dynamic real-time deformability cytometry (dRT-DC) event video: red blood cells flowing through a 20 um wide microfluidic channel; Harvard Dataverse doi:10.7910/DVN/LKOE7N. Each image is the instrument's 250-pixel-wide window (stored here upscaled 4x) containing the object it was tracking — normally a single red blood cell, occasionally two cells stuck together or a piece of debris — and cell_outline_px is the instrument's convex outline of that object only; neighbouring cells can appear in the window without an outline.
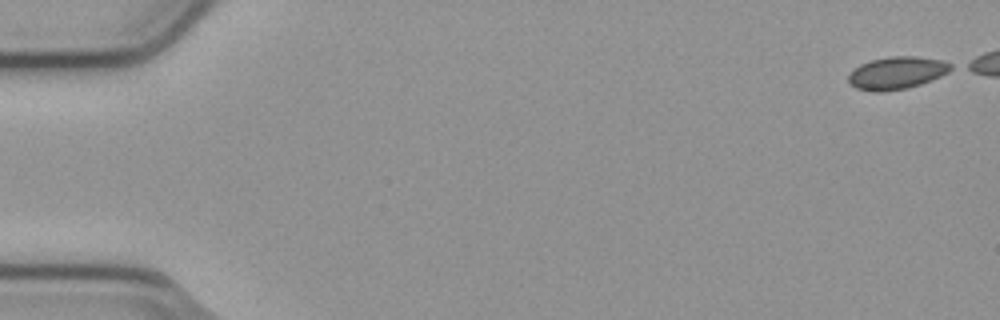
{"species": "common noctule bat (a hibernating species)", "species_latin": "Nyctalus noctula", "temperature_condition": "cold", "stored_images_in_passage": 44, "camera_frame_rate_fps": 3000, "um_per_image_px": 0.085, "animal": {"sex": "male", "body_mass_g": 23.1, "forearm_length_mm": 52.7}, "frame": {"image": 1, "passage_image": 1, "time_ms": 0.0, "image_size_px": [1000, 320], "cell_outline_px": [[956, 68], [940, 76], [920, 84], [908, 88], [884, 92], [876, 92], [856, 88], [848, 80], [848, 76], [860, 64], [872, 60], [888, 56], [916, 56], [940, 60], [952, 64]], "centroid_in_image_um": [76.26, 6.19], "position_along_channel_um": 8.7, "area_um2": 19.31}}
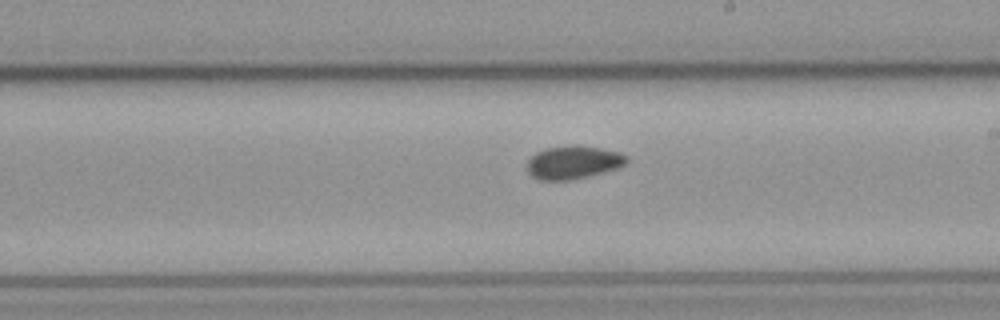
{"frame": {"image": 2, "passage_image": 31, "time_ms": 10.0, "image_size_px": [1000, 320], "cell_outline_px": [[628, 160], [620, 168], [588, 176], [568, 180], [540, 180], [532, 176], [528, 172], [528, 160], [536, 152], [548, 148], [576, 144], [580, 144], [620, 152], [628, 156]], "centroid_in_image_um": [48.76, 13.79], "position_along_channel_um": 240.2, "area_um2": 19.31}}
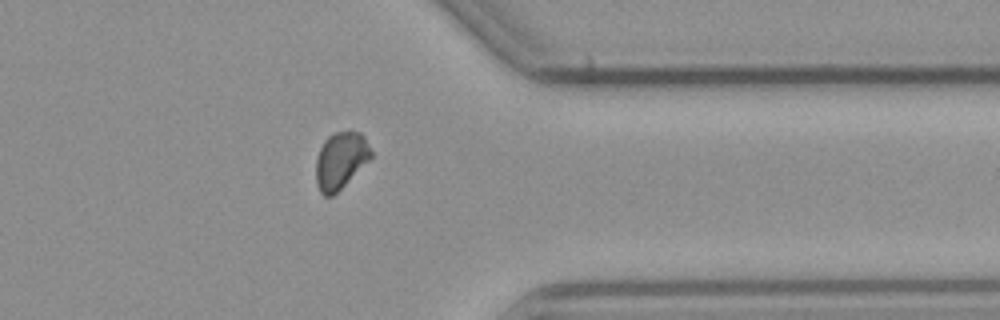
{"frame": {"image": 3, "passage_image": 43, "time_ms": 14.0, "image_size_px": [1000, 320], "cell_outline_px": [[372, 156], [332, 196], [324, 196], [320, 192], [316, 184], [316, 160], [320, 148], [324, 140], [332, 132], [360, 132], [364, 136], [372, 152]], "centroid_in_image_um": [28.92, 13.62], "position_along_channel_um": 382.5, "area_um2": 17.86}}